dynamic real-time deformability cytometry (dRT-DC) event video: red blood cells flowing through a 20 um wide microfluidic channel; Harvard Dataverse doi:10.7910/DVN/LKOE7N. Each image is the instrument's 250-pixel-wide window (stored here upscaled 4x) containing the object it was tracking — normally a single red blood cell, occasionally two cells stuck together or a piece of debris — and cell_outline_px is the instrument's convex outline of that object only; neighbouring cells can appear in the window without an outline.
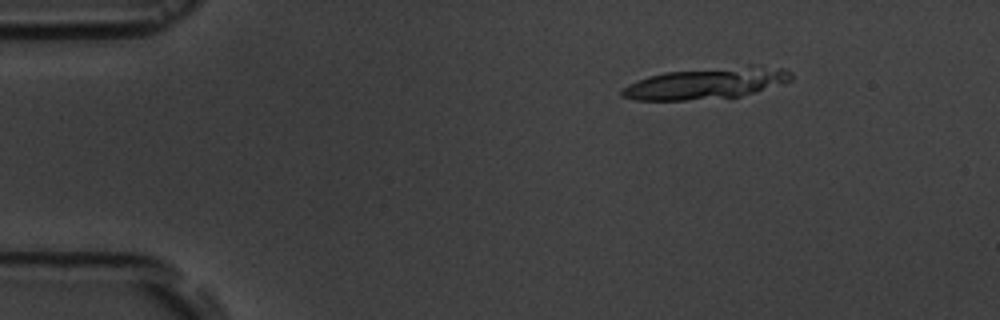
{"species": "common noctule bat (a hibernating species)", "species_latin": "Nyctalus noctula", "temperature_condition": "room temperature", "stored_images_in_passage": 16, "segment_of_instrument_passage": [1, 2], "camera_frame_rate_fps": 3000, "um_per_image_px": 0.085, "animal": {"sex": "male", "body_mass_g": 19.5, "forearm_length_mm": 54.6}, "frame": {"image": 1, "passage_image": 3, "time_ms": 2.333, "image_size_px": [1000, 320], "cell_outline_px": [[792, 80], [740, 96], [684, 100], [636, 100], [620, 96], [620, 88], [628, 84], [648, 76], [664, 72], [748, 64], [752, 64], [784, 68], [792, 72]], "centroid_in_image_um": [60.03, 7.05], "position_along_channel_um": 25.0, "area_um2": 31.21}}